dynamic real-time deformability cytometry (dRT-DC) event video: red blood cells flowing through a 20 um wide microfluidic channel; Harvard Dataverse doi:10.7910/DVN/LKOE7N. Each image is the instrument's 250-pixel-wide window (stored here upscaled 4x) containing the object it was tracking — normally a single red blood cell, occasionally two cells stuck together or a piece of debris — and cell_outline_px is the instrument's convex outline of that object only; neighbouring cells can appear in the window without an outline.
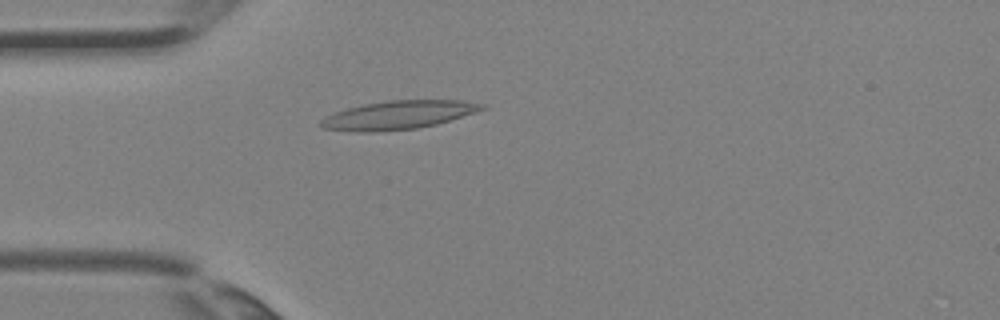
{"species": "Egyptian fruit bat (a non-hibernating species)", "species_latin": "Rousettus aegyptiacus", "temperature_condition": "room temperature", "stored_images_in_passage": 2, "camera_frame_rate_fps": 3000, "um_per_image_px": 0.085, "animal": {"sex": "female"}, "frame": {"image": 1, "passage_image": 2, "time_ms": 0.333, "image_size_px": [1000, 320], "cell_outline_px": [[484, 108], [436, 124], [416, 128], [380, 132], [356, 132], [324, 128], [320, 124], [320, 120], [336, 112], [348, 108], [364, 104], [388, 100], [460, 100], [484, 104]], "centroid_in_image_um": [33.8, 9.78], "position_along_channel_um": 51.2, "area_um2": 26.24}}